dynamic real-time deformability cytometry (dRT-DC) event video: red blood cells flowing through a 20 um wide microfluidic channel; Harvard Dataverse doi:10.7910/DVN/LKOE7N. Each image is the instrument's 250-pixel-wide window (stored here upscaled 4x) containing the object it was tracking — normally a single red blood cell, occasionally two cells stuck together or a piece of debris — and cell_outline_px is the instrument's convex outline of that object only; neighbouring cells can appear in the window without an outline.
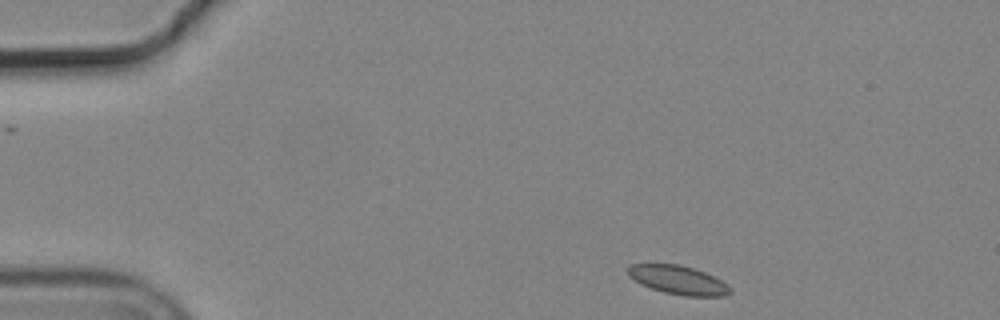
{"species": "common noctule bat (a hibernating species)", "species_latin": "Nyctalus noctula", "temperature_condition": "cold", "stored_images_in_passage": 3, "camera_frame_rate_fps": 3000, "um_per_image_px": 0.085, "animal": {"sex": "male", "body_mass_g": 19.2, "forearm_length_mm": 51.8}, "frame": {"image": 1, "passage_image": 1, "time_ms": 0.0, "image_size_px": [1000, 320], "cell_outline_px": [[732, 292], [728, 296], [684, 296], [664, 292], [640, 284], [628, 276], [628, 264], [676, 264], [692, 268], [704, 272], [728, 284], [732, 288]], "centroid_in_image_um": [57.66, 23.81], "position_along_channel_um": 27.3, "area_um2": 17.11}}
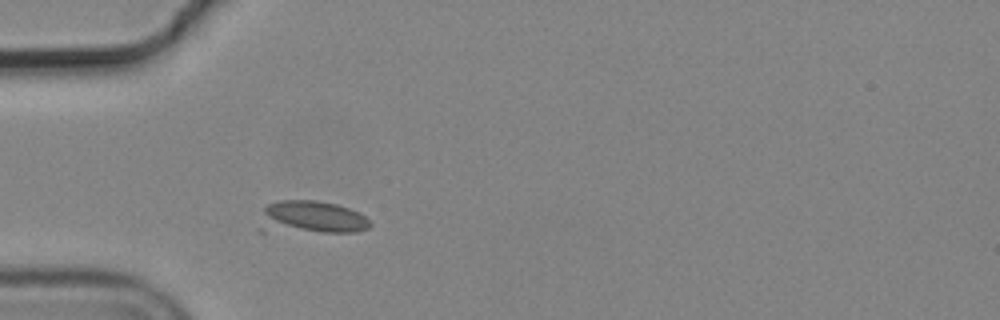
{"frame": {"image": 2, "passage_image": 3, "time_ms": 0.667, "image_size_px": [1000, 320], "cell_outline_px": [[372, 224], [368, 228], [356, 232], [260, 232], [256, 228], [264, 208], [268, 204], [280, 200], [316, 200], [336, 204], [360, 212]], "centroid_in_image_um": [26.38, 18.5], "position_along_channel_um": 58.6, "area_um2": 21.79}}